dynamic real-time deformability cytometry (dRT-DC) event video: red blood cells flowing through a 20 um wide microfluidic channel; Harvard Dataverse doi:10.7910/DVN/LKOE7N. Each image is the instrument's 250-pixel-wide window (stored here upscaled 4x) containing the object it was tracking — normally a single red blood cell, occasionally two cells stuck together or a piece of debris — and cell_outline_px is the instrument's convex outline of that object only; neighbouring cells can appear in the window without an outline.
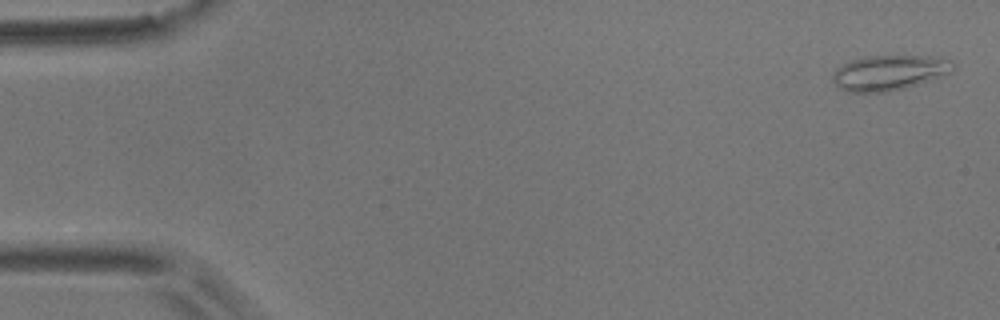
{"species": "common noctule bat (a hibernating species)", "species_latin": "Nyctalus noctula", "temperature_condition": "room temperature", "stored_images_in_passage": 54, "camera_frame_rate_fps": 3000, "um_per_image_px": 0.085, "animal": {"sex": "male", "body_mass_g": 17.9}, "frame": {"image": 1, "passage_image": 2, "time_ms": 0.333, "image_size_px": [1000, 320], "cell_outline_px": [[956, 68], [952, 72], [904, 88], [884, 92], [848, 92], [840, 88], [832, 80], [832, 72], [836, 68], [852, 60], [868, 56], [940, 56], [952, 60], [956, 64]], "centroid_in_image_um": [75.61, 6.16], "position_along_channel_um": 9.4, "area_um2": 24.68}}
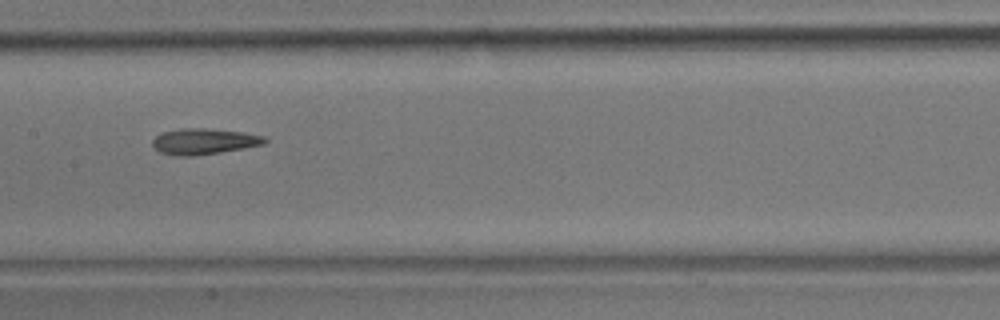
{"frame": {"image": 2, "passage_image": 27, "time_ms": 8.667, "image_size_px": [1000, 320], "cell_outline_px": [[268, 140], [264, 144], [244, 148], [220, 152], [192, 156], [176, 156], [160, 152], [152, 144], [152, 140], [156, 136], [164, 132], [180, 128], [204, 128], [244, 132], [264, 136]], "centroid_in_image_um": [17.34, 12.01], "position_along_channel_um": 190.1, "area_um2": 16.88}}
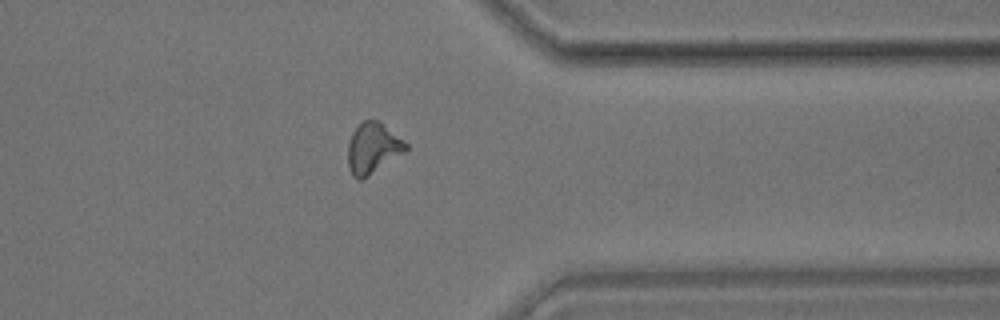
{"frame": {"image": 3, "passage_image": 43, "time_ms": 14.0, "image_size_px": [1000, 320], "cell_outline_px": [[408, 148], [404, 152], [368, 176], [360, 180], [356, 180], [352, 176], [348, 168], [348, 144], [352, 132], [364, 120], [380, 120], [404, 140], [408, 144]], "centroid_in_image_um": [31.69, 12.59], "position_along_channel_um": 379.7, "area_um2": 17.17}}